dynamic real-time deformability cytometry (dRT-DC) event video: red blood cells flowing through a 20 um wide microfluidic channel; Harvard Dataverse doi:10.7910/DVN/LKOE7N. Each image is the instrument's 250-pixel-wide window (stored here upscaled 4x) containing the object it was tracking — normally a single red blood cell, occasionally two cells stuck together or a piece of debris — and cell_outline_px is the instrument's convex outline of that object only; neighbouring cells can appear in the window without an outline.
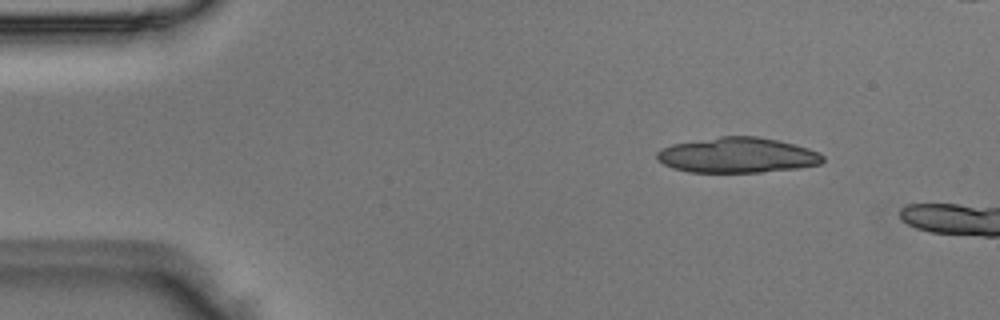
{"species": "Egyptian fruit bat (a non-hibernating species)", "species_latin": "Rousettus aegyptiacus", "temperature_condition": "room temperature", "stored_images_in_passage": 3, "camera_frame_rate_fps": 3000, "um_per_image_px": 0.085, "animal": {"sex": "male"}, "frame": {"image": 1, "passage_image": 1, "time_ms": 0.0, "image_size_px": [1000, 320], "cell_outline_px": [[824, 160], [820, 164], [796, 168], [760, 172], [688, 172], [672, 168], [656, 160], [656, 152], [660, 148], [672, 144], [720, 136], [756, 136], [776, 140], [808, 148], [820, 152], [824, 156]], "centroid_in_image_um": [62.64, 13.19], "position_along_channel_um": 22.4, "area_um2": 34.16}}